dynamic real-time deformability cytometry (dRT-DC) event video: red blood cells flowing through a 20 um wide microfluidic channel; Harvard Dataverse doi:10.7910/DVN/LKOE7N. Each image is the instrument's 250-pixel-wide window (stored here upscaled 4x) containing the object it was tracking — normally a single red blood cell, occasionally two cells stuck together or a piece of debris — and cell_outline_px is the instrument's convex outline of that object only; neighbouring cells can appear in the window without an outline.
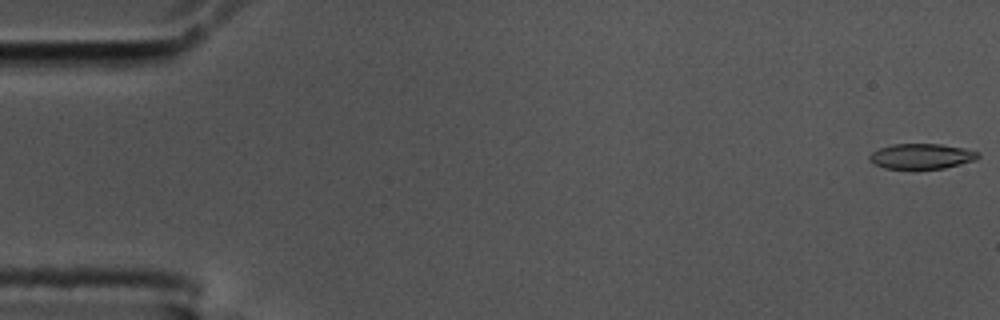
{"species": "common noctule bat (a hibernating species)", "species_latin": "Nyctalus noctula", "temperature_condition": "cold", "stored_images_in_passage": 16, "camera_frame_rate_fps": 3000, "um_per_image_px": 0.085, "animal": {"sex": "male", "body_mass_g": 17.5, "forearm_length_mm": 52.3}, "frame": {"image": 1, "passage_image": 1, "time_ms": 0.0, "image_size_px": [1000, 320], "cell_outline_px": [[980, 156], [976, 160], [944, 168], [884, 168], [868, 160], [868, 156], [872, 152], [880, 148], [892, 144], [940, 144], [964, 148], [980, 152]], "centroid_in_image_um": [78.35, 13.27], "position_along_channel_um": 6.7, "area_um2": 15.9}}